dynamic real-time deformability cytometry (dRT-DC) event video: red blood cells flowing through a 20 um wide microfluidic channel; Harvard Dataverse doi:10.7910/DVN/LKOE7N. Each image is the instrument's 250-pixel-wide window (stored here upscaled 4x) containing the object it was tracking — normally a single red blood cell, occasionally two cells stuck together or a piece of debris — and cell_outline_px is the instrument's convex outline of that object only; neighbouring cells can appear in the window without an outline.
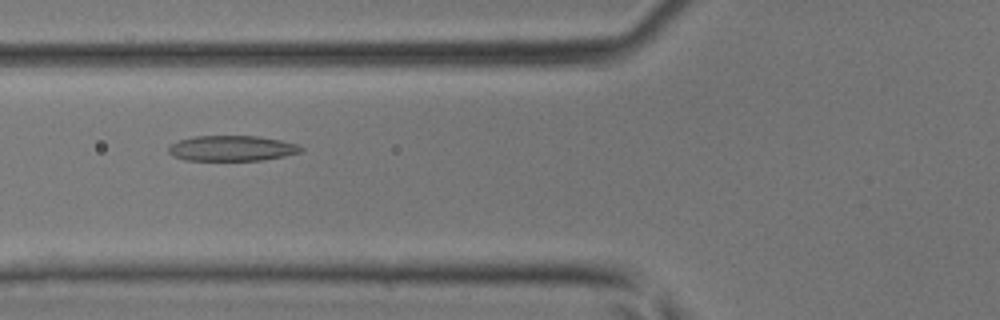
{"species": "common noctule bat (a hibernating species)", "species_latin": "Nyctalus noctula", "temperature_condition": "room temperature", "stored_images_in_passage": 40, "camera_frame_rate_fps": 3000, "um_per_image_px": 0.085, "animal": {"sex": "male", "body_mass_g": 17.9, "forearm_length_mm": 54.2}, "frame": {"image": 1, "passage_image": 11, "time_ms": 3.333, "image_size_px": [1000, 320], "cell_outline_px": [[304, 152], [264, 160], [184, 160], [172, 156], [168, 152], [168, 144], [180, 140], [196, 136], [256, 136], [280, 140], [300, 144], [304, 148]], "centroid_in_image_um": [19.73, 12.61], "position_along_channel_um": 106.1, "area_um2": 19.83}}
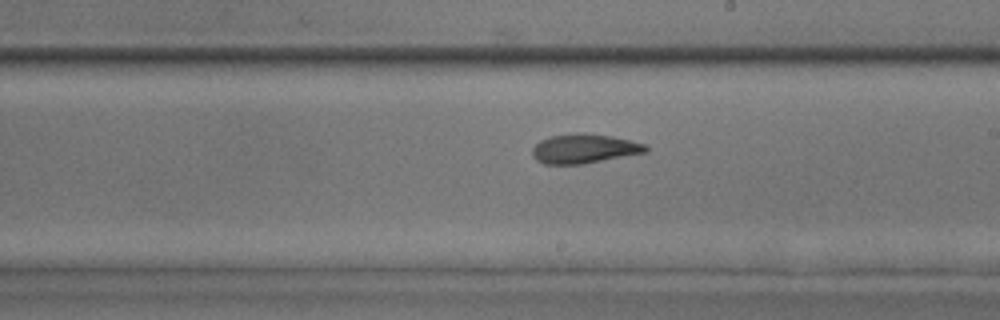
{"frame": {"image": 2, "passage_image": 20, "time_ms": 6.333, "image_size_px": [1000, 320], "cell_outline_px": [[648, 152], [584, 164], [544, 164], [536, 160], [532, 156], [532, 148], [540, 140], [548, 136], [576, 132], [584, 132], [612, 136], [648, 144]], "centroid_in_image_um": [49.66, 12.62], "position_along_channel_um": 239.3, "area_um2": 19.83}}
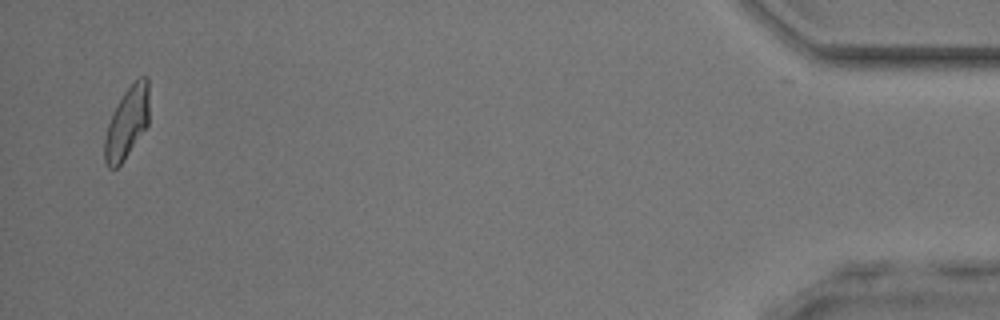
{"frame": {"image": 3, "passage_image": 38, "time_ms": 12.333, "image_size_px": [1000, 320], "cell_outline_px": [[148, 124], [124, 160], [116, 168], [108, 168], [104, 160], [104, 136], [112, 112], [116, 104], [124, 92], [140, 76], [148, 76]], "centroid_in_image_um": [10.77, 10.44], "position_along_channel_um": 424.4, "area_um2": 18.5}}